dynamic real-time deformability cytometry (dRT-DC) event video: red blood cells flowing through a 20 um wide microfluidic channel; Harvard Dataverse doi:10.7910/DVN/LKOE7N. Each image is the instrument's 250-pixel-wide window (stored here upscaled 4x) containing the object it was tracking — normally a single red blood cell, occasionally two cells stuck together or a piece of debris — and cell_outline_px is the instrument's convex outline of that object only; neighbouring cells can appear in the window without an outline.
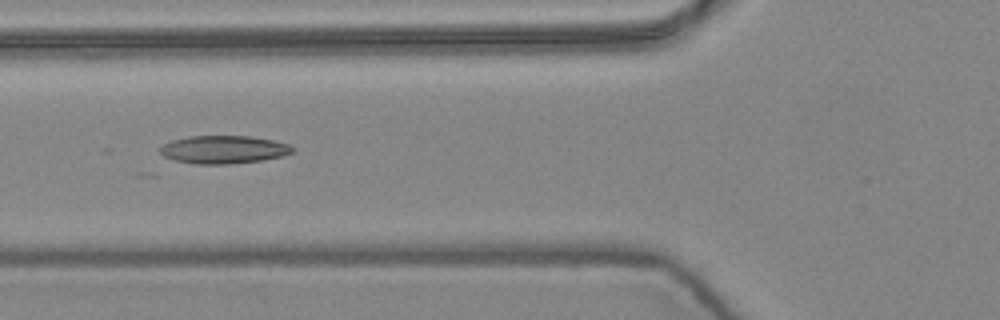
{"species": "common noctule bat (a hibernating species)", "species_latin": "Nyctalus noctula", "temperature_condition": "warm", "stored_images_in_passage": 9, "camera_frame_rate_fps": 3000, "um_per_image_px": 0.085, "animal": {"sex": "female", "body_mass_g": 24.6, "forearm_length_mm": 56.2}, "frame": {"image": 1, "passage_image": 6, "time_ms": 1.667, "image_size_px": [1000, 320], "cell_outline_px": [[296, 148], [292, 152], [284, 156], [264, 160], [228, 164], [196, 164], [176, 160], [164, 156], [160, 152], [160, 148], [164, 144], [172, 140], [188, 136], [248, 136], [272, 140], [288, 144]], "centroid_in_image_um": [19.04, 12.71], "position_along_channel_um": 106.8, "area_um2": 21.56}}
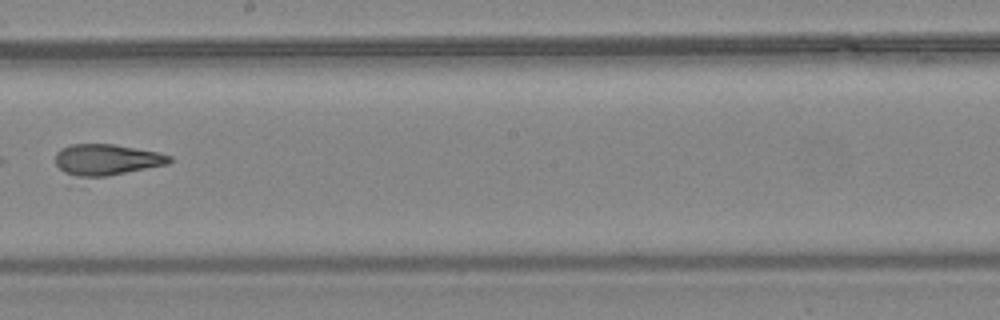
{"frame": {"image": 2, "passage_image": 9, "time_ms": 2.667, "image_size_px": [1000, 320], "cell_outline_px": [[172, 160], [168, 164], [108, 176], [76, 180], [72, 180], [56, 164], [56, 152], [60, 148], [72, 144], [112, 144], [160, 152], [172, 156]], "centroid_in_image_um": [9.01, 13.61], "position_along_channel_um": 239.2, "area_um2": 21.33}}